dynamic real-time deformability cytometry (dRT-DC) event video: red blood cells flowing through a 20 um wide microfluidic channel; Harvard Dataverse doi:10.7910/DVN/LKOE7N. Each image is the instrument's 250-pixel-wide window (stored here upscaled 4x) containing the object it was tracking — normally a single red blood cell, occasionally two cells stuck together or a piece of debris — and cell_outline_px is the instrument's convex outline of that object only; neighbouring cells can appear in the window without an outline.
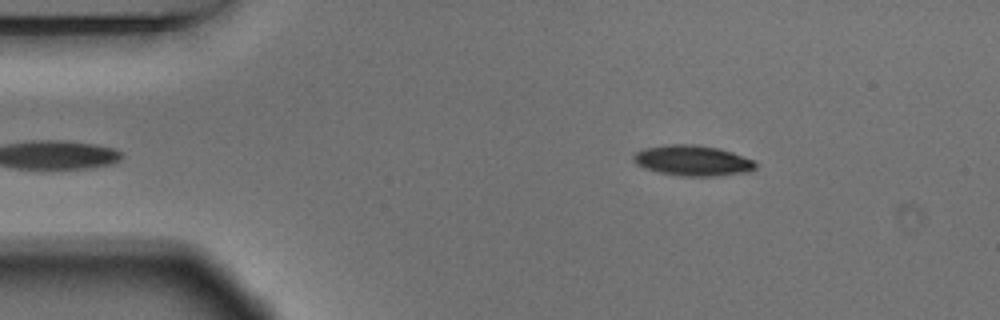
{"species": "Egyptian fruit bat (a non-hibernating species)", "species_latin": "Rousettus aegyptiacus", "temperature_condition": "warm", "stored_images_in_passage": 5, "camera_frame_rate_fps": 3000, "um_per_image_px": 0.085, "animal": {"sex": "male"}, "frame": {"image": 1, "passage_image": 5, "time_ms": 1.333, "image_size_px": [1000, 320], "cell_outline_px": [[756, 168], [748, 172], [716, 176], [680, 176], [660, 172], [644, 168], [636, 164], [632, 160], [632, 156], [636, 152], [644, 148], [668, 144], [696, 144], [720, 148], [756, 160]], "centroid_in_image_um": [58.89, 13.64], "position_along_channel_um": 26.1, "area_um2": 21.96}}